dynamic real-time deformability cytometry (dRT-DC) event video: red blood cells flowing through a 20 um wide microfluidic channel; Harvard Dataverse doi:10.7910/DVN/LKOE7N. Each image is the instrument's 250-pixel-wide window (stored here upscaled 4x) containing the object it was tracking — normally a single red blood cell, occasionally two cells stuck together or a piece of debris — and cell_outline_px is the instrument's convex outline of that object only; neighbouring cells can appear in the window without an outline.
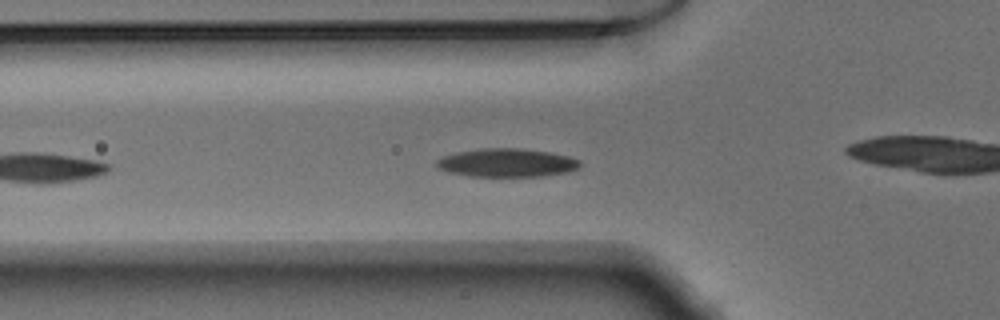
{"species": "Egyptian fruit bat (a non-hibernating species)", "species_latin": "Rousettus aegyptiacus", "temperature_condition": "warm", "stored_images_in_passage": 37, "camera_frame_rate_fps": 3000, "um_per_image_px": 0.085, "animal": {"sex": "male"}, "frame": {"image": 1, "passage_image": 6, "time_ms": 1.667, "image_size_px": [1000, 320], "cell_outline_px": [[580, 168], [568, 172], [544, 176], [468, 176], [448, 172], [436, 168], [436, 160], [444, 156], [456, 152], [484, 148], [520, 148], [548, 152], [568, 156], [580, 160]], "centroid_in_image_um": [43.07, 13.84], "position_along_channel_um": 82.7, "area_um2": 23.81}}